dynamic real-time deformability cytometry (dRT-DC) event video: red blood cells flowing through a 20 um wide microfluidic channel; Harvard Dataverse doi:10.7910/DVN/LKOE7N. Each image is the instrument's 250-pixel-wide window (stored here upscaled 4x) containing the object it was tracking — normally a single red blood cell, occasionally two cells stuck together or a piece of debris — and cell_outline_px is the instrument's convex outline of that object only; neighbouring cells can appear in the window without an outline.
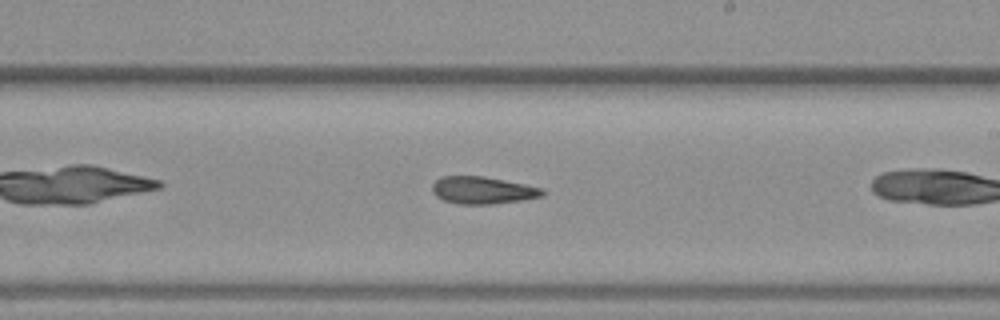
{"species": "common noctule bat (a hibernating species)", "species_latin": "Nyctalus noctula", "temperature_condition": "warm", "stored_images_in_passage": 25, "camera_frame_rate_fps": 3000, "um_per_image_px": 0.085, "animal": {"sex": "female", "body_mass_g": 19.3, "forearm_length_mm": 54.1}, "frame": {"image": 1, "passage_image": 15, "time_ms": 4.667, "image_size_px": [1000, 320], "cell_outline_px": [[548, 192], [544, 196], [520, 200], [492, 204], [460, 204], [444, 200], [436, 196], [432, 192], [432, 184], [440, 176], [480, 176], [524, 184], [544, 188]], "centroid_in_image_um": [41.04, 16.17], "position_along_channel_um": 248.0, "area_um2": 17.51}}
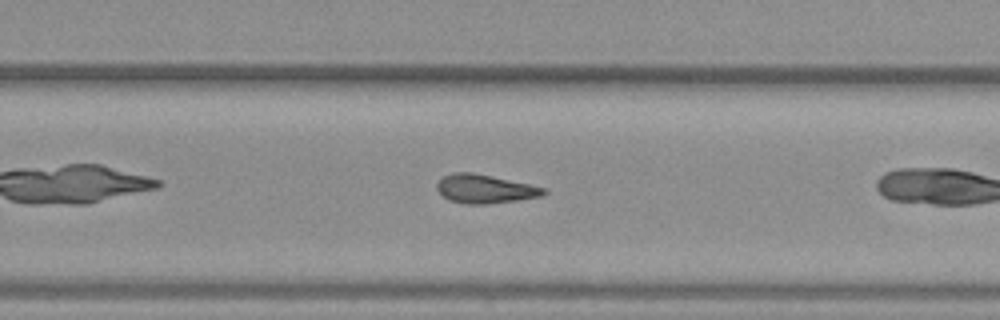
{"frame": {"image": 2, "passage_image": 18, "time_ms": 5.667, "image_size_px": [1000, 320], "cell_outline_px": [[548, 192], [540, 196], [516, 200], [488, 204], [464, 204], [448, 200], [436, 188], [436, 184], [444, 176], [452, 172], [472, 172], [492, 176], [548, 188]], "centroid_in_image_um": [41.22, 16.05], "position_along_channel_um": 288.6, "area_um2": 17.86}}